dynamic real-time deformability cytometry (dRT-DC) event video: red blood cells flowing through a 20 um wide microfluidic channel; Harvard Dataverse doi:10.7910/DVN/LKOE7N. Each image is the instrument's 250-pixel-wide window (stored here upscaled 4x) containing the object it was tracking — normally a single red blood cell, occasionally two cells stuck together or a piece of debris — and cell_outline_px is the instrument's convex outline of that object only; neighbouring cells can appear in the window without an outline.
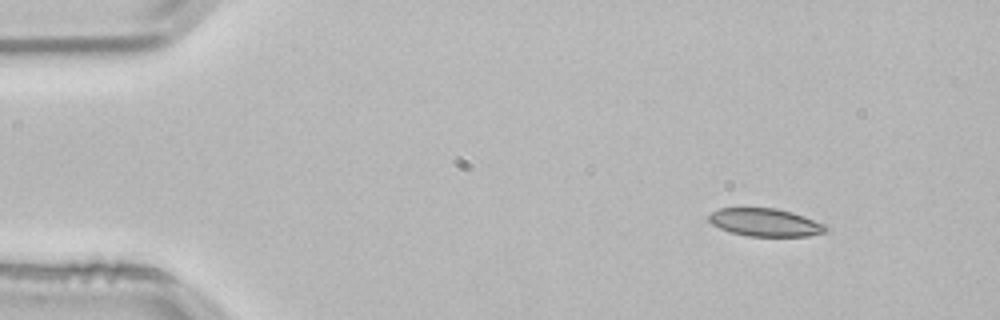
{"species": "common noctule bat (a hibernating species)", "species_latin": "Nyctalus noctula", "temperature_condition": "room temperature", "stored_images_in_passage": 48, "camera_frame_rate_fps": 3000, "um_per_image_px": 0.085, "animal": {"sex": "male", "body_mass_g": 21.5, "forearm_length_mm": 52.0}, "frame": {"image": 1, "passage_image": 1, "time_ms": 0.0, "image_size_px": [1000, 320], "cell_outline_px": [[832, 228], [824, 232], [808, 236], [748, 236], [728, 232], [712, 224], [708, 220], [708, 216], [712, 212], [720, 208], [776, 208], [792, 212], [804, 216], [824, 224]], "centroid_in_image_um": [65.05, 18.91], "position_along_channel_um": 20.0, "area_um2": 19.07}}
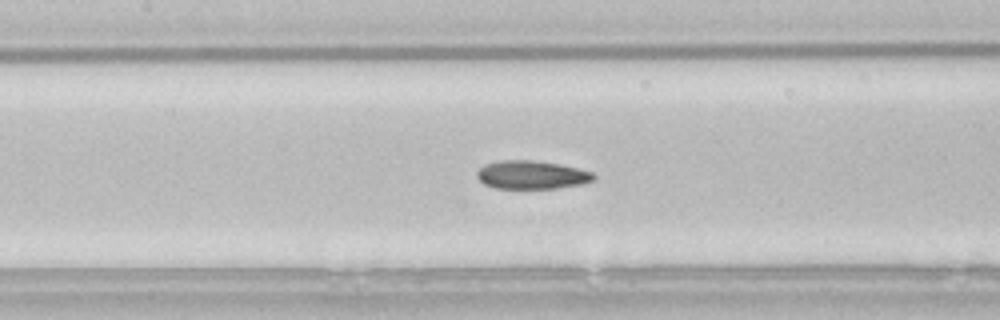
{"frame": {"image": 2, "passage_image": 19, "time_ms": 6.0, "image_size_px": [1000, 320], "cell_outline_px": [[596, 180], [584, 184], [556, 188], [496, 188], [484, 184], [476, 176], [476, 172], [484, 164], [500, 160], [532, 160], [560, 164], [592, 172], [596, 176]], "centroid_in_image_um": [45.2, 14.86], "position_along_channel_um": 162.2, "area_um2": 19.36}}
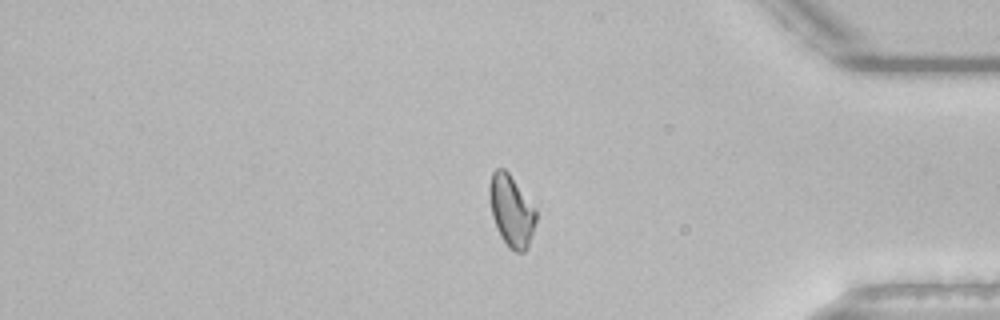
{"frame": {"image": 3, "passage_image": 39, "time_ms": 12.667, "image_size_px": [1000, 320], "cell_outline_px": [[536, 220], [528, 248], [524, 252], [516, 252], [508, 248], [500, 236], [496, 228], [492, 216], [488, 192], [488, 184], [492, 172], [496, 168], [504, 168], [508, 172], [536, 208]], "centroid_in_image_um": [43.45, 17.92], "position_along_channel_um": 391.8, "area_um2": 19.65}, "authors_computed_cell_mechanics": {"area_um2": 19.3919, "velocity_mm_per_s": 3.8259, "shape_relaxation_time_tau1_ms": 5.4058, "shape_relaxation_time_tau2_ms": 2.8805, "deformation_change_tau1": 0.1351, "deformation_change_tau2": 0.0796}}